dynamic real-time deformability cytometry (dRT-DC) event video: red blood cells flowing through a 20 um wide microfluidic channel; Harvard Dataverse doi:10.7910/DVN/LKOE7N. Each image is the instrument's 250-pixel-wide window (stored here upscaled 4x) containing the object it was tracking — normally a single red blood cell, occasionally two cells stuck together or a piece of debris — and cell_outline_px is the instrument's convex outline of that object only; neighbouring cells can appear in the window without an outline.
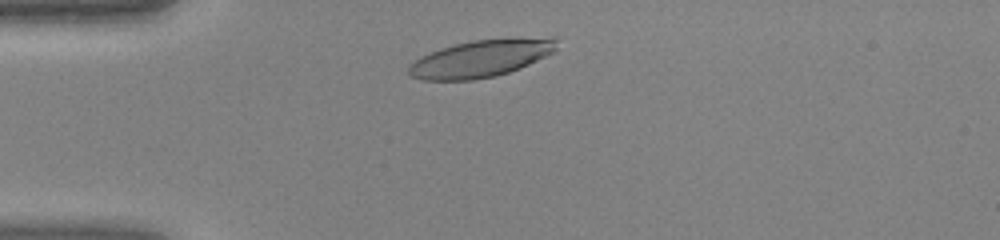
{"species": "human", "species_latin": "Homo sapiens", "temperature_condition": "warm", "stored_images_in_passage": 30, "camera_frame_rate_fps": 3000, "um_per_image_px": 0.085, "donor": {"sex": "female"}, "frame": {"image": 1, "passage_image": 4, "time_ms": 1.0, "image_size_px": [1000, 240], "cell_outline_px": [[556, 52], [520, 68], [496, 76], [472, 80], [420, 80], [412, 76], [408, 72], [408, 64], [420, 56], [440, 48], [472, 40], [508, 36], [556, 36]], "centroid_in_image_um": [40.95, 4.93], "position_along_channel_um": 44.1, "area_um2": 33.06}}
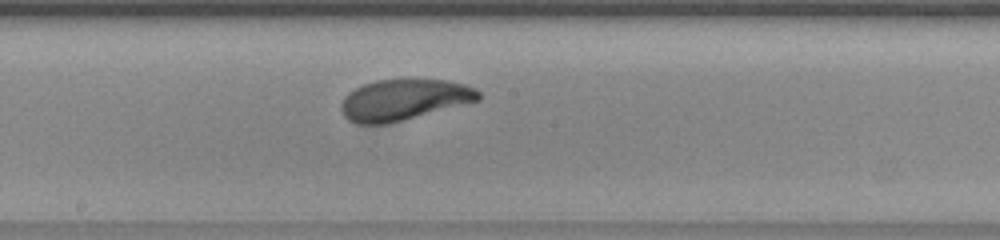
{"frame": {"image": 2, "passage_image": 17, "time_ms": 5.333, "image_size_px": [1000, 240], "cell_outline_px": [[480, 100], [388, 124], [356, 124], [348, 120], [344, 116], [340, 108], [340, 104], [344, 96], [348, 92], [364, 84], [376, 80], [448, 80], [464, 84], [476, 88], [480, 92]], "centroid_in_image_um": [34.3, 8.49], "position_along_channel_um": 213.9, "area_um2": 32.77}}
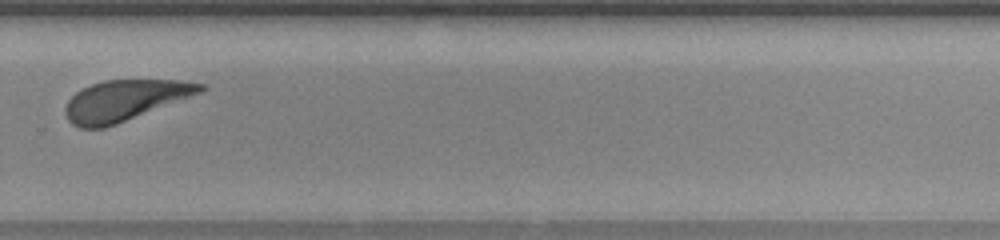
{"frame": {"image": 3, "passage_image": 24, "time_ms": 7.667, "image_size_px": [1000, 240], "cell_outline_px": [[208, 88], [200, 92], [116, 124], [104, 128], [80, 128], [72, 124], [68, 120], [64, 112], [64, 108], [68, 100], [76, 92], [92, 84], [104, 80], [180, 80], [208, 84]], "centroid_in_image_um": [10.58, 8.53], "position_along_channel_um": 319.2, "area_um2": 31.67}}